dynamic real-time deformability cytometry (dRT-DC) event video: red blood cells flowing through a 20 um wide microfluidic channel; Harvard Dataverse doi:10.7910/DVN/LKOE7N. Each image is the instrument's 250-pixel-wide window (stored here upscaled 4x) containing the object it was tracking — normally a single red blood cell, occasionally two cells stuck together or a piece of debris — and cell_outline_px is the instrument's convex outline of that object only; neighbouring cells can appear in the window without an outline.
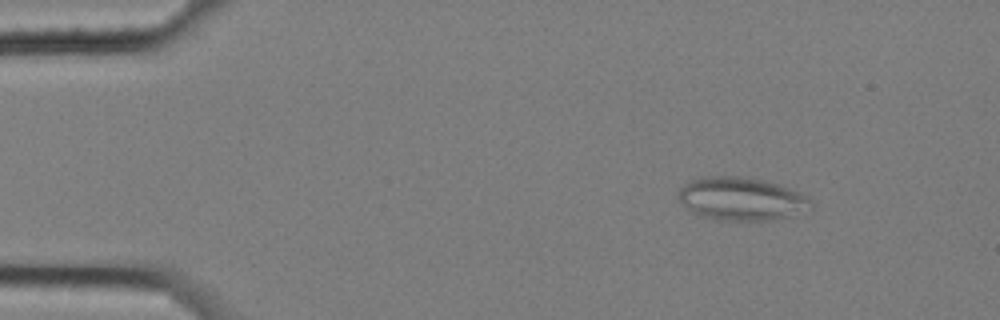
{"species": "common noctule bat (a hibernating species)", "species_latin": "Nyctalus noctula", "temperature_condition": "cold", "stored_images_in_passage": 5, "camera_frame_rate_fps": 3000, "um_per_image_px": 0.085, "animal": {"sex": "female", "body_mass_g": 25.1}, "frame": {"image": 1, "passage_image": 3, "time_ms": 0.667, "image_size_px": [1000, 320], "cell_outline_px": [[812, 212], [772, 220], [716, 220], [700, 216], [692, 212], [676, 196], [676, 192], [684, 184], [700, 176], [740, 176], [764, 180], [780, 184], [800, 192], [808, 196], [812, 200]], "centroid_in_image_um": [63.08, 16.9], "position_along_channel_um": 21.9, "area_um2": 34.04}}